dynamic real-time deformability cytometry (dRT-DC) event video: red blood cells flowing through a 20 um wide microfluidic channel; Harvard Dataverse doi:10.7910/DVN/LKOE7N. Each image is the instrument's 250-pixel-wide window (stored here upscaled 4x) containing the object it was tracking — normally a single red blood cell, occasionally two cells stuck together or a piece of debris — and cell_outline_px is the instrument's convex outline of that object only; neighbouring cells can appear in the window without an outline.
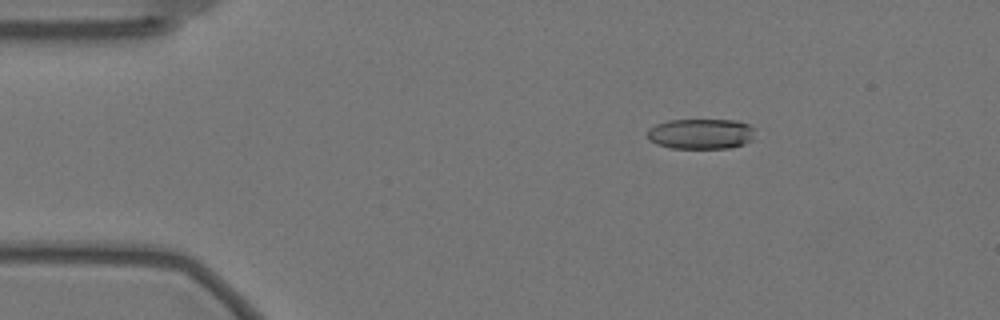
{"species": "Egyptian fruit bat (a non-hibernating species)", "species_latin": "Rousettus aegyptiacus", "temperature_condition": "warm", "stored_images_in_passage": 53, "camera_frame_rate_fps": 3000, "um_per_image_px": 0.085, "animal": {"sex": "female"}, "frame": {"image": 1, "passage_image": 4, "time_ms": 1.0, "image_size_px": [1000, 320], "cell_outline_px": [[756, 128], [752, 140], [744, 144], [732, 148], [672, 148], [656, 144], [648, 140], [648, 128], [656, 124], [668, 120], [736, 120], [748, 124]], "centroid_in_image_um": [59.6, 11.38], "position_along_channel_um": 25.4, "area_um2": 19.31}}
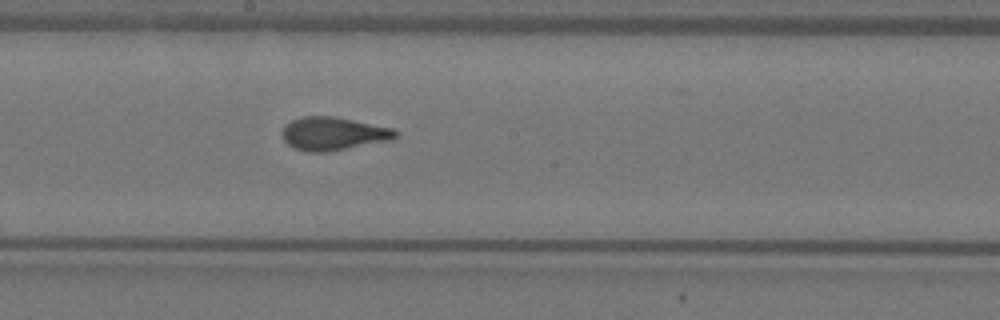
{"frame": {"image": 2, "passage_image": 26, "time_ms": 8.333, "image_size_px": [1000, 320], "cell_outline_px": [[400, 132], [392, 140], [328, 152], [308, 152], [296, 148], [288, 144], [280, 136], [280, 132], [284, 124], [300, 116], [336, 116], [392, 128]], "centroid_in_image_um": [28.3, 11.35], "position_along_channel_um": 219.9, "area_um2": 22.25}}
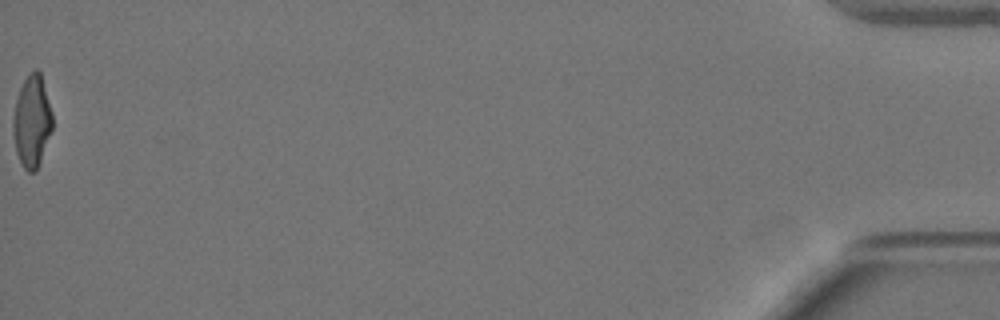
{"frame": {"image": 3, "passage_image": 53, "time_ms": 17.333, "image_size_px": [1000, 320], "cell_outline_px": [[52, 128], [36, 172], [28, 172], [24, 168], [16, 152], [12, 132], [12, 120], [16, 100], [20, 88], [24, 80], [36, 68], [40, 72], [52, 112]], "centroid_in_image_um": [2.7, 10.33], "position_along_channel_um": 432.5, "area_um2": 20.81}, "authors_computed_cell_mechanics": {"area_um2": 21.4438, "velocity_mm_per_s": 3.5116, "shape_relaxation_time_tau1_ms": 6.6951, "shape_relaxation_time_tau2_ms": 1.048, "deformation_change_tau1": 0.2153, "deformation_change_tau2": 0.0751}}